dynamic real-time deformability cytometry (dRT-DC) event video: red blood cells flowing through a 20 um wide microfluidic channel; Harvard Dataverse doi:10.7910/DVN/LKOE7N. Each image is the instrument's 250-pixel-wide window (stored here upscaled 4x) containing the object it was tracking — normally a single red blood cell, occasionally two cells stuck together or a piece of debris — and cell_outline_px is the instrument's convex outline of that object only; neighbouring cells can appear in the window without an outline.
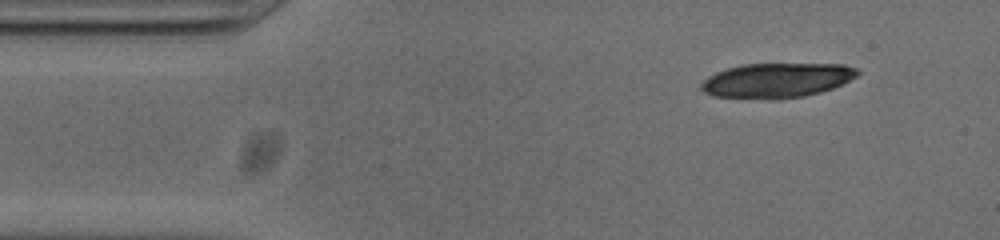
{"species": "common noctule bat (a hibernating species)", "species_latin": "Nyctalus noctula", "temperature_condition": "cold", "stored_images_in_passage": 3, "camera_frame_rate_fps": 3000, "um_per_image_px": 0.085, "animal": {"sex": "male", "body_mass_g": 20.0, "forearm_length_mm": 53.3}, "frame": {"image": 1, "passage_image": 1, "time_ms": 0.0, "image_size_px": [1000, 240], "cell_outline_px": [[860, 72], [856, 76], [832, 88], [820, 92], [804, 96], [768, 100], [712, 96], [704, 92], [700, 88], [700, 84], [708, 76], [716, 72], [728, 68], [744, 64], [844, 64], [856, 68]], "centroid_in_image_um": [65.98, 6.84], "position_along_channel_um": 19.0, "area_um2": 31.62}}